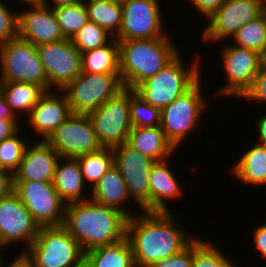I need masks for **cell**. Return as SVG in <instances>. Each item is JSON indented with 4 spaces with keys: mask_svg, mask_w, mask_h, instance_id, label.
Wrapping results in <instances>:
<instances>
[{
    "mask_svg": "<svg viewBox=\"0 0 266 267\" xmlns=\"http://www.w3.org/2000/svg\"><path fill=\"white\" fill-rule=\"evenodd\" d=\"M221 53L228 81L226 86L216 93L222 96L241 97L264 64V57L256 51L233 44L223 47Z\"/></svg>",
    "mask_w": 266,
    "mask_h": 267,
    "instance_id": "obj_16",
    "label": "cell"
},
{
    "mask_svg": "<svg viewBox=\"0 0 266 267\" xmlns=\"http://www.w3.org/2000/svg\"><path fill=\"white\" fill-rule=\"evenodd\" d=\"M81 65L86 73H120L118 40L112 38L108 44L82 53Z\"/></svg>",
    "mask_w": 266,
    "mask_h": 267,
    "instance_id": "obj_27",
    "label": "cell"
},
{
    "mask_svg": "<svg viewBox=\"0 0 266 267\" xmlns=\"http://www.w3.org/2000/svg\"><path fill=\"white\" fill-rule=\"evenodd\" d=\"M4 118L16 119V115L11 110L4 96L0 92V119H4Z\"/></svg>",
    "mask_w": 266,
    "mask_h": 267,
    "instance_id": "obj_45",
    "label": "cell"
},
{
    "mask_svg": "<svg viewBox=\"0 0 266 267\" xmlns=\"http://www.w3.org/2000/svg\"><path fill=\"white\" fill-rule=\"evenodd\" d=\"M127 219L123 212L89 199L66 204L63 226L86 253L126 238Z\"/></svg>",
    "mask_w": 266,
    "mask_h": 267,
    "instance_id": "obj_2",
    "label": "cell"
},
{
    "mask_svg": "<svg viewBox=\"0 0 266 267\" xmlns=\"http://www.w3.org/2000/svg\"><path fill=\"white\" fill-rule=\"evenodd\" d=\"M227 0H190L193 7L208 18L214 11L219 9Z\"/></svg>",
    "mask_w": 266,
    "mask_h": 267,
    "instance_id": "obj_40",
    "label": "cell"
},
{
    "mask_svg": "<svg viewBox=\"0 0 266 267\" xmlns=\"http://www.w3.org/2000/svg\"><path fill=\"white\" fill-rule=\"evenodd\" d=\"M253 240L257 250L266 259V223L253 230Z\"/></svg>",
    "mask_w": 266,
    "mask_h": 267,
    "instance_id": "obj_42",
    "label": "cell"
},
{
    "mask_svg": "<svg viewBox=\"0 0 266 267\" xmlns=\"http://www.w3.org/2000/svg\"><path fill=\"white\" fill-rule=\"evenodd\" d=\"M72 267H92L89 261L83 257L78 263L73 265Z\"/></svg>",
    "mask_w": 266,
    "mask_h": 267,
    "instance_id": "obj_48",
    "label": "cell"
},
{
    "mask_svg": "<svg viewBox=\"0 0 266 267\" xmlns=\"http://www.w3.org/2000/svg\"><path fill=\"white\" fill-rule=\"evenodd\" d=\"M60 155L44 140L27 146L13 182H53Z\"/></svg>",
    "mask_w": 266,
    "mask_h": 267,
    "instance_id": "obj_19",
    "label": "cell"
},
{
    "mask_svg": "<svg viewBox=\"0 0 266 267\" xmlns=\"http://www.w3.org/2000/svg\"><path fill=\"white\" fill-rule=\"evenodd\" d=\"M0 247H2V248H4L5 246H2V245H0ZM1 254H0V267H2L3 266V261H2V252H0Z\"/></svg>",
    "mask_w": 266,
    "mask_h": 267,
    "instance_id": "obj_50",
    "label": "cell"
},
{
    "mask_svg": "<svg viewBox=\"0 0 266 267\" xmlns=\"http://www.w3.org/2000/svg\"><path fill=\"white\" fill-rule=\"evenodd\" d=\"M26 251L35 267H72L84 257L79 243L63 225L40 227Z\"/></svg>",
    "mask_w": 266,
    "mask_h": 267,
    "instance_id": "obj_7",
    "label": "cell"
},
{
    "mask_svg": "<svg viewBox=\"0 0 266 267\" xmlns=\"http://www.w3.org/2000/svg\"><path fill=\"white\" fill-rule=\"evenodd\" d=\"M178 54L156 75L147 78L133 90L145 102L162 110L190 89L200 77V57L187 69Z\"/></svg>",
    "mask_w": 266,
    "mask_h": 267,
    "instance_id": "obj_4",
    "label": "cell"
},
{
    "mask_svg": "<svg viewBox=\"0 0 266 267\" xmlns=\"http://www.w3.org/2000/svg\"><path fill=\"white\" fill-rule=\"evenodd\" d=\"M259 133V140L257 143L265 145L266 146V114L258 118L256 122V126Z\"/></svg>",
    "mask_w": 266,
    "mask_h": 267,
    "instance_id": "obj_46",
    "label": "cell"
},
{
    "mask_svg": "<svg viewBox=\"0 0 266 267\" xmlns=\"http://www.w3.org/2000/svg\"><path fill=\"white\" fill-rule=\"evenodd\" d=\"M13 192V175L4 171L0 173V200Z\"/></svg>",
    "mask_w": 266,
    "mask_h": 267,
    "instance_id": "obj_43",
    "label": "cell"
},
{
    "mask_svg": "<svg viewBox=\"0 0 266 267\" xmlns=\"http://www.w3.org/2000/svg\"><path fill=\"white\" fill-rule=\"evenodd\" d=\"M16 120L10 118L0 119V143L19 131L18 121Z\"/></svg>",
    "mask_w": 266,
    "mask_h": 267,
    "instance_id": "obj_41",
    "label": "cell"
},
{
    "mask_svg": "<svg viewBox=\"0 0 266 267\" xmlns=\"http://www.w3.org/2000/svg\"><path fill=\"white\" fill-rule=\"evenodd\" d=\"M130 88H124L101 107L88 114L100 145L115 148L127 142L132 129Z\"/></svg>",
    "mask_w": 266,
    "mask_h": 267,
    "instance_id": "obj_8",
    "label": "cell"
},
{
    "mask_svg": "<svg viewBox=\"0 0 266 267\" xmlns=\"http://www.w3.org/2000/svg\"><path fill=\"white\" fill-rule=\"evenodd\" d=\"M263 12L266 14V0H263Z\"/></svg>",
    "mask_w": 266,
    "mask_h": 267,
    "instance_id": "obj_51",
    "label": "cell"
},
{
    "mask_svg": "<svg viewBox=\"0 0 266 267\" xmlns=\"http://www.w3.org/2000/svg\"><path fill=\"white\" fill-rule=\"evenodd\" d=\"M120 73L81 72L62 90L72 114H89L124 89Z\"/></svg>",
    "mask_w": 266,
    "mask_h": 267,
    "instance_id": "obj_5",
    "label": "cell"
},
{
    "mask_svg": "<svg viewBox=\"0 0 266 267\" xmlns=\"http://www.w3.org/2000/svg\"><path fill=\"white\" fill-rule=\"evenodd\" d=\"M0 92L15 115L18 114L17 111H26L29 115L31 109L46 93L38 85L13 81H0Z\"/></svg>",
    "mask_w": 266,
    "mask_h": 267,
    "instance_id": "obj_26",
    "label": "cell"
},
{
    "mask_svg": "<svg viewBox=\"0 0 266 267\" xmlns=\"http://www.w3.org/2000/svg\"><path fill=\"white\" fill-rule=\"evenodd\" d=\"M89 21L95 22L113 38L119 32L122 23L121 0H85Z\"/></svg>",
    "mask_w": 266,
    "mask_h": 267,
    "instance_id": "obj_29",
    "label": "cell"
},
{
    "mask_svg": "<svg viewBox=\"0 0 266 267\" xmlns=\"http://www.w3.org/2000/svg\"><path fill=\"white\" fill-rule=\"evenodd\" d=\"M0 81L25 82L48 91V78L37 47L19 37L0 44Z\"/></svg>",
    "mask_w": 266,
    "mask_h": 267,
    "instance_id": "obj_6",
    "label": "cell"
},
{
    "mask_svg": "<svg viewBox=\"0 0 266 267\" xmlns=\"http://www.w3.org/2000/svg\"><path fill=\"white\" fill-rule=\"evenodd\" d=\"M130 120L133 127H157L161 125V110L153 107L130 89Z\"/></svg>",
    "mask_w": 266,
    "mask_h": 267,
    "instance_id": "obj_33",
    "label": "cell"
},
{
    "mask_svg": "<svg viewBox=\"0 0 266 267\" xmlns=\"http://www.w3.org/2000/svg\"><path fill=\"white\" fill-rule=\"evenodd\" d=\"M199 79L190 89L161 110V129L177 149L187 134L198 126L206 109Z\"/></svg>",
    "mask_w": 266,
    "mask_h": 267,
    "instance_id": "obj_9",
    "label": "cell"
},
{
    "mask_svg": "<svg viewBox=\"0 0 266 267\" xmlns=\"http://www.w3.org/2000/svg\"><path fill=\"white\" fill-rule=\"evenodd\" d=\"M39 229L31 213L14 192L0 200V245L9 246L22 241L28 249Z\"/></svg>",
    "mask_w": 266,
    "mask_h": 267,
    "instance_id": "obj_17",
    "label": "cell"
},
{
    "mask_svg": "<svg viewBox=\"0 0 266 267\" xmlns=\"http://www.w3.org/2000/svg\"><path fill=\"white\" fill-rule=\"evenodd\" d=\"M193 267H236L215 245L201 239L193 241Z\"/></svg>",
    "mask_w": 266,
    "mask_h": 267,
    "instance_id": "obj_34",
    "label": "cell"
},
{
    "mask_svg": "<svg viewBox=\"0 0 266 267\" xmlns=\"http://www.w3.org/2000/svg\"><path fill=\"white\" fill-rule=\"evenodd\" d=\"M112 151L114 165L126 183L130 199L133 198L142 211H150L149 175L156 161L134 149L127 142L113 148Z\"/></svg>",
    "mask_w": 266,
    "mask_h": 267,
    "instance_id": "obj_11",
    "label": "cell"
},
{
    "mask_svg": "<svg viewBox=\"0 0 266 267\" xmlns=\"http://www.w3.org/2000/svg\"><path fill=\"white\" fill-rule=\"evenodd\" d=\"M233 45L258 52L266 57V14L263 12L253 21L243 25L233 36Z\"/></svg>",
    "mask_w": 266,
    "mask_h": 267,
    "instance_id": "obj_30",
    "label": "cell"
},
{
    "mask_svg": "<svg viewBox=\"0 0 266 267\" xmlns=\"http://www.w3.org/2000/svg\"><path fill=\"white\" fill-rule=\"evenodd\" d=\"M21 1V0H20ZM26 1L27 4H41L44 0H23V3Z\"/></svg>",
    "mask_w": 266,
    "mask_h": 267,
    "instance_id": "obj_49",
    "label": "cell"
},
{
    "mask_svg": "<svg viewBox=\"0 0 266 267\" xmlns=\"http://www.w3.org/2000/svg\"><path fill=\"white\" fill-rule=\"evenodd\" d=\"M36 47L48 78V91L54 87L61 91L82 72V53L71 39Z\"/></svg>",
    "mask_w": 266,
    "mask_h": 267,
    "instance_id": "obj_14",
    "label": "cell"
},
{
    "mask_svg": "<svg viewBox=\"0 0 266 267\" xmlns=\"http://www.w3.org/2000/svg\"><path fill=\"white\" fill-rule=\"evenodd\" d=\"M81 168L84 182L93 187L101 177L114 165V154L111 148H102L76 158Z\"/></svg>",
    "mask_w": 266,
    "mask_h": 267,
    "instance_id": "obj_31",
    "label": "cell"
},
{
    "mask_svg": "<svg viewBox=\"0 0 266 267\" xmlns=\"http://www.w3.org/2000/svg\"><path fill=\"white\" fill-rule=\"evenodd\" d=\"M84 257L92 267H135L132 247L127 238L92 249L84 253Z\"/></svg>",
    "mask_w": 266,
    "mask_h": 267,
    "instance_id": "obj_28",
    "label": "cell"
},
{
    "mask_svg": "<svg viewBox=\"0 0 266 267\" xmlns=\"http://www.w3.org/2000/svg\"><path fill=\"white\" fill-rule=\"evenodd\" d=\"M262 13L263 0H227L207 18L203 40L218 42L232 37L243 25Z\"/></svg>",
    "mask_w": 266,
    "mask_h": 267,
    "instance_id": "obj_15",
    "label": "cell"
},
{
    "mask_svg": "<svg viewBox=\"0 0 266 267\" xmlns=\"http://www.w3.org/2000/svg\"><path fill=\"white\" fill-rule=\"evenodd\" d=\"M91 200L123 212L128 218L133 214L122 205L130 197L127 192L126 183L118 168L113 165L91 189ZM123 207V208H122Z\"/></svg>",
    "mask_w": 266,
    "mask_h": 267,
    "instance_id": "obj_22",
    "label": "cell"
},
{
    "mask_svg": "<svg viewBox=\"0 0 266 267\" xmlns=\"http://www.w3.org/2000/svg\"><path fill=\"white\" fill-rule=\"evenodd\" d=\"M237 179L251 185L266 184V146L257 143L245 151L231 169Z\"/></svg>",
    "mask_w": 266,
    "mask_h": 267,
    "instance_id": "obj_25",
    "label": "cell"
},
{
    "mask_svg": "<svg viewBox=\"0 0 266 267\" xmlns=\"http://www.w3.org/2000/svg\"><path fill=\"white\" fill-rule=\"evenodd\" d=\"M48 3L44 0L41 4H30L31 10L19 12L18 37L20 39L31 42L35 46L66 39L53 8Z\"/></svg>",
    "mask_w": 266,
    "mask_h": 267,
    "instance_id": "obj_18",
    "label": "cell"
},
{
    "mask_svg": "<svg viewBox=\"0 0 266 267\" xmlns=\"http://www.w3.org/2000/svg\"><path fill=\"white\" fill-rule=\"evenodd\" d=\"M20 130L8 139L0 143V165L4 171L12 175L19 168L23 159L27 144L23 138L20 139Z\"/></svg>",
    "mask_w": 266,
    "mask_h": 267,
    "instance_id": "obj_36",
    "label": "cell"
},
{
    "mask_svg": "<svg viewBox=\"0 0 266 267\" xmlns=\"http://www.w3.org/2000/svg\"><path fill=\"white\" fill-rule=\"evenodd\" d=\"M151 267H193V242L180 253L162 259Z\"/></svg>",
    "mask_w": 266,
    "mask_h": 267,
    "instance_id": "obj_39",
    "label": "cell"
},
{
    "mask_svg": "<svg viewBox=\"0 0 266 267\" xmlns=\"http://www.w3.org/2000/svg\"><path fill=\"white\" fill-rule=\"evenodd\" d=\"M65 162L61 163V162ZM81 168L76 158H60L58 161L53 186L61 199L66 203L86 201L84 198L83 187H85ZM83 196V197H82Z\"/></svg>",
    "mask_w": 266,
    "mask_h": 267,
    "instance_id": "obj_24",
    "label": "cell"
},
{
    "mask_svg": "<svg viewBox=\"0 0 266 267\" xmlns=\"http://www.w3.org/2000/svg\"><path fill=\"white\" fill-rule=\"evenodd\" d=\"M46 142L62 158H77L103 148L87 114H71Z\"/></svg>",
    "mask_w": 266,
    "mask_h": 267,
    "instance_id": "obj_12",
    "label": "cell"
},
{
    "mask_svg": "<svg viewBox=\"0 0 266 267\" xmlns=\"http://www.w3.org/2000/svg\"><path fill=\"white\" fill-rule=\"evenodd\" d=\"M84 0H53V7L51 6V8H55V7H61V6H67V5H75V4H79V3H84Z\"/></svg>",
    "mask_w": 266,
    "mask_h": 267,
    "instance_id": "obj_47",
    "label": "cell"
},
{
    "mask_svg": "<svg viewBox=\"0 0 266 267\" xmlns=\"http://www.w3.org/2000/svg\"><path fill=\"white\" fill-rule=\"evenodd\" d=\"M8 8L0 1V44L18 37L19 13H14Z\"/></svg>",
    "mask_w": 266,
    "mask_h": 267,
    "instance_id": "obj_37",
    "label": "cell"
},
{
    "mask_svg": "<svg viewBox=\"0 0 266 267\" xmlns=\"http://www.w3.org/2000/svg\"><path fill=\"white\" fill-rule=\"evenodd\" d=\"M1 172H4V170H3L2 166L0 165V173Z\"/></svg>",
    "mask_w": 266,
    "mask_h": 267,
    "instance_id": "obj_52",
    "label": "cell"
},
{
    "mask_svg": "<svg viewBox=\"0 0 266 267\" xmlns=\"http://www.w3.org/2000/svg\"><path fill=\"white\" fill-rule=\"evenodd\" d=\"M113 38L95 22L88 21L72 38L73 44L81 53L102 47Z\"/></svg>",
    "mask_w": 266,
    "mask_h": 267,
    "instance_id": "obj_35",
    "label": "cell"
},
{
    "mask_svg": "<svg viewBox=\"0 0 266 267\" xmlns=\"http://www.w3.org/2000/svg\"><path fill=\"white\" fill-rule=\"evenodd\" d=\"M9 265L5 267H35L33 258L27 253L26 249L21 251ZM3 267V266H2Z\"/></svg>",
    "mask_w": 266,
    "mask_h": 267,
    "instance_id": "obj_44",
    "label": "cell"
},
{
    "mask_svg": "<svg viewBox=\"0 0 266 267\" xmlns=\"http://www.w3.org/2000/svg\"><path fill=\"white\" fill-rule=\"evenodd\" d=\"M167 160V161H166ZM168 159L156 161L150 171V212H170L166 199H176L182 193ZM177 196V197H176Z\"/></svg>",
    "mask_w": 266,
    "mask_h": 267,
    "instance_id": "obj_21",
    "label": "cell"
},
{
    "mask_svg": "<svg viewBox=\"0 0 266 267\" xmlns=\"http://www.w3.org/2000/svg\"><path fill=\"white\" fill-rule=\"evenodd\" d=\"M13 192L39 227L63 225L66 203L55 190L53 182H13Z\"/></svg>",
    "mask_w": 266,
    "mask_h": 267,
    "instance_id": "obj_10",
    "label": "cell"
},
{
    "mask_svg": "<svg viewBox=\"0 0 266 267\" xmlns=\"http://www.w3.org/2000/svg\"><path fill=\"white\" fill-rule=\"evenodd\" d=\"M255 100V102H265L266 104V64L264 63L257 75L254 77L250 87L242 94L240 98Z\"/></svg>",
    "mask_w": 266,
    "mask_h": 267,
    "instance_id": "obj_38",
    "label": "cell"
},
{
    "mask_svg": "<svg viewBox=\"0 0 266 267\" xmlns=\"http://www.w3.org/2000/svg\"><path fill=\"white\" fill-rule=\"evenodd\" d=\"M53 11L66 39H71L89 21L85 2L55 7Z\"/></svg>",
    "mask_w": 266,
    "mask_h": 267,
    "instance_id": "obj_32",
    "label": "cell"
},
{
    "mask_svg": "<svg viewBox=\"0 0 266 267\" xmlns=\"http://www.w3.org/2000/svg\"><path fill=\"white\" fill-rule=\"evenodd\" d=\"M168 38L118 40L120 77L125 88L134 89L179 54Z\"/></svg>",
    "mask_w": 266,
    "mask_h": 267,
    "instance_id": "obj_3",
    "label": "cell"
},
{
    "mask_svg": "<svg viewBox=\"0 0 266 267\" xmlns=\"http://www.w3.org/2000/svg\"><path fill=\"white\" fill-rule=\"evenodd\" d=\"M127 143L155 161L171 157L176 148L166 138L161 126L132 127Z\"/></svg>",
    "mask_w": 266,
    "mask_h": 267,
    "instance_id": "obj_23",
    "label": "cell"
},
{
    "mask_svg": "<svg viewBox=\"0 0 266 267\" xmlns=\"http://www.w3.org/2000/svg\"><path fill=\"white\" fill-rule=\"evenodd\" d=\"M122 23L117 40L169 37L162 32V10L158 0H121Z\"/></svg>",
    "mask_w": 266,
    "mask_h": 267,
    "instance_id": "obj_13",
    "label": "cell"
},
{
    "mask_svg": "<svg viewBox=\"0 0 266 267\" xmlns=\"http://www.w3.org/2000/svg\"><path fill=\"white\" fill-rule=\"evenodd\" d=\"M142 213L129 217L126 223V238L132 247L135 267H151L180 253L196 239L187 237L171 212Z\"/></svg>",
    "mask_w": 266,
    "mask_h": 267,
    "instance_id": "obj_1",
    "label": "cell"
},
{
    "mask_svg": "<svg viewBox=\"0 0 266 267\" xmlns=\"http://www.w3.org/2000/svg\"><path fill=\"white\" fill-rule=\"evenodd\" d=\"M47 91L31 109L28 122L44 141L72 114L66 95Z\"/></svg>",
    "mask_w": 266,
    "mask_h": 267,
    "instance_id": "obj_20",
    "label": "cell"
}]
</instances>
